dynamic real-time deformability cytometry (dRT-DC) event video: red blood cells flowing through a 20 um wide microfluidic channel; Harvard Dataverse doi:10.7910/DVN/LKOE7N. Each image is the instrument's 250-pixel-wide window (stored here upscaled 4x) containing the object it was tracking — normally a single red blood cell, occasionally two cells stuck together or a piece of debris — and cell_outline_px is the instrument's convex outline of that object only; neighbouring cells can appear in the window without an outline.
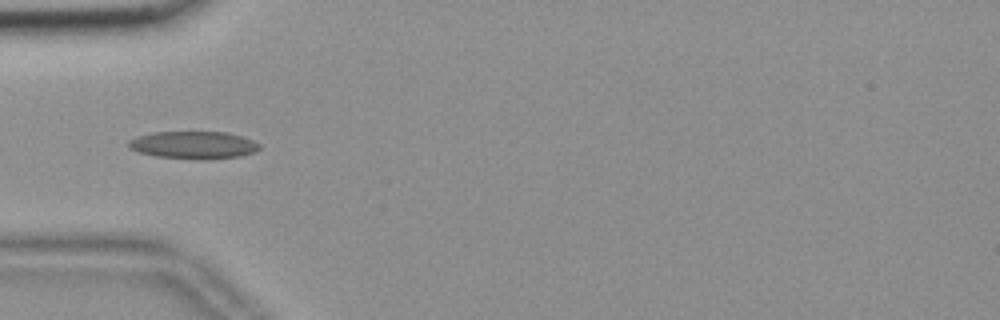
{"species": "common noctule bat (a hibernating species)", "species_latin": "Nyctalus noctula", "temperature_condition": "room temperature", "stored_images_in_passage": 55, "camera_frame_rate_fps": 3000, "um_per_image_px": 0.085, "animal": {"sex": "female", "body_mass_g": 18.4}, "frame": {"image": 1, "passage_image": 17, "time_ms": 5.333, "image_size_px": [1000, 320], "cell_outline_px": [[260, 148], [252, 152], [240, 156], [208, 160], [200, 160], [156, 156], [140, 152], [128, 148], [128, 140], [136, 136], [152, 132], [224, 132], [240, 136], [252, 140], [260, 144]], "centroid_in_image_um": [16.41, 12.33], "position_along_channel_um": 68.6, "area_um2": 21.04}}
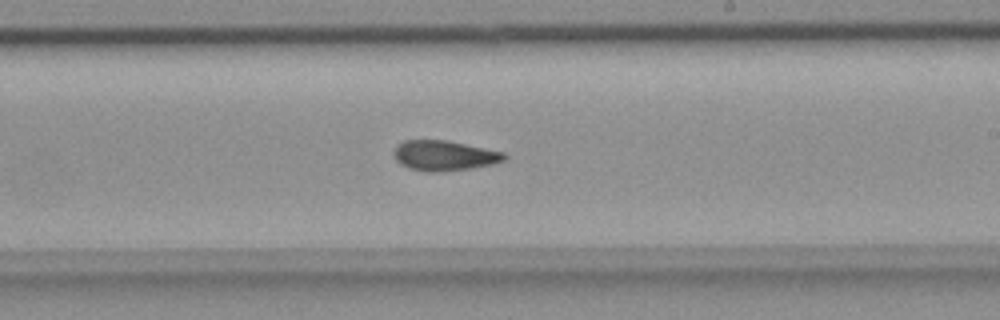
{"frame": {"image": 2, "passage_image": 32, "time_ms": 10.333, "image_size_px": [1000, 320], "cell_outline_px": [[508, 156], [504, 160], [492, 164], [468, 168], [440, 172], [424, 172], [408, 168], [400, 164], [396, 160], [392, 152], [396, 144], [404, 140], [448, 140], [504, 152]], "centroid_in_image_um": [37.71, 13.22], "position_along_channel_um": 251.3, "area_um2": 19.59}}
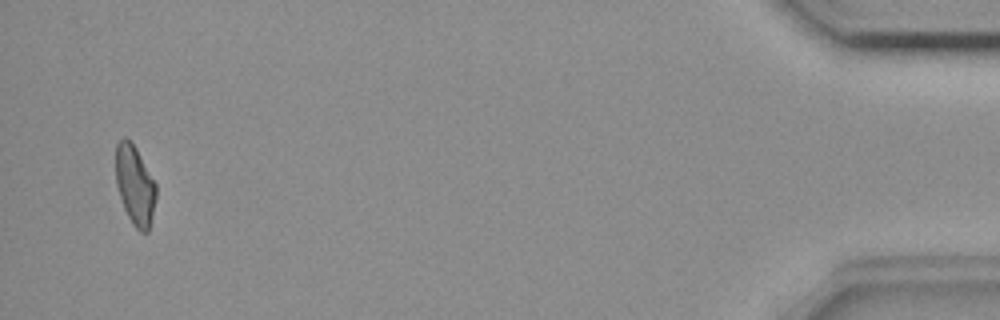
{"frame": {"image": 3, "passage_image": 53, "time_ms": 17.333, "image_size_px": [1000, 320], "cell_outline_px": [[156, 196], [152, 216], [148, 232], [140, 232], [132, 224], [124, 208], [116, 184], [116, 144], [124, 136], [136, 148], [156, 184]], "centroid_in_image_um": [11.47, 15.76], "position_along_channel_um": 423.7, "area_um2": 18.44}, "authors_computed_cell_mechanics": {"area_um2": 19.5942, "velocity_mm_per_s": 3.6639, "shape_relaxation_time_tau1_ms": null, "shape_relaxation_time_tau2_ms": 5.6774, "deformation_change_tau1": null, "deformation_change_tau2": 0.1397}}